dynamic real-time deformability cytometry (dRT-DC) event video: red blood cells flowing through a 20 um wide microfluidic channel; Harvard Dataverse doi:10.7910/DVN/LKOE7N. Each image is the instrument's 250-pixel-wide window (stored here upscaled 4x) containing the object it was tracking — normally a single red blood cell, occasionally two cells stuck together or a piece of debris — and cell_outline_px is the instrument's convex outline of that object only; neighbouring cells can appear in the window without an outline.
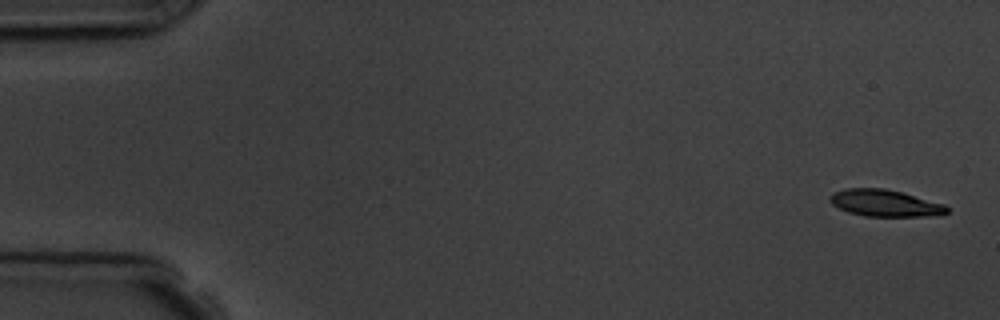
{"species": "common noctule bat (a hibernating species)", "species_latin": "Nyctalus noctula", "temperature_condition": "room temperature", "stored_images_in_passage": 4, "camera_frame_rate_fps": 3000, "um_per_image_px": 0.085, "animal": {"sex": "male", "body_mass_g": 19.5, "forearm_length_mm": 54.6}, "frame": {"image": 1, "passage_image": 1, "time_ms": 0.0, "image_size_px": [1000, 320], "cell_outline_px": [[948, 212], [936, 216], [864, 216], [848, 212], [832, 204], [828, 196], [832, 192], [844, 188], [884, 188], [900, 192], [944, 204], [948, 208]], "centroid_in_image_um": [75.18, 17.26], "position_along_channel_um": 9.8, "area_um2": 18.21}}
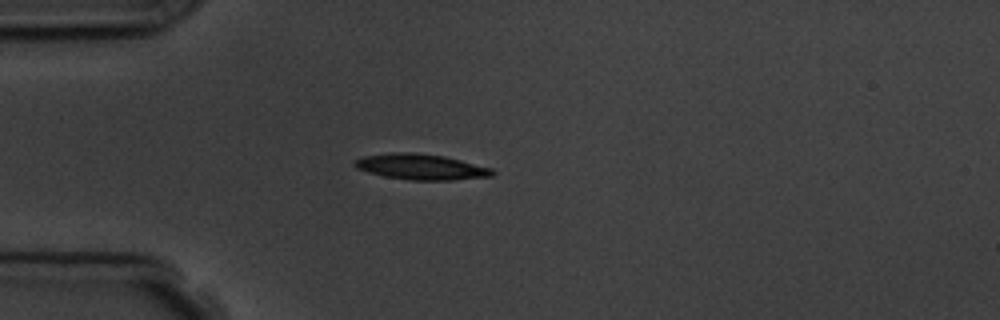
{"frame": {"image": 2, "passage_image": 4, "time_ms": 4.333, "image_size_px": [1000, 320], "cell_outline_px": [[496, 172], [492, 176], [452, 180], [408, 180], [384, 176], [368, 172], [356, 168], [352, 164], [356, 160], [364, 156], [392, 152], [412, 152], [444, 156], [492, 168]], "centroid_in_image_um": [35.78, 14.18], "position_along_channel_um": 49.2, "area_um2": 20.58}}